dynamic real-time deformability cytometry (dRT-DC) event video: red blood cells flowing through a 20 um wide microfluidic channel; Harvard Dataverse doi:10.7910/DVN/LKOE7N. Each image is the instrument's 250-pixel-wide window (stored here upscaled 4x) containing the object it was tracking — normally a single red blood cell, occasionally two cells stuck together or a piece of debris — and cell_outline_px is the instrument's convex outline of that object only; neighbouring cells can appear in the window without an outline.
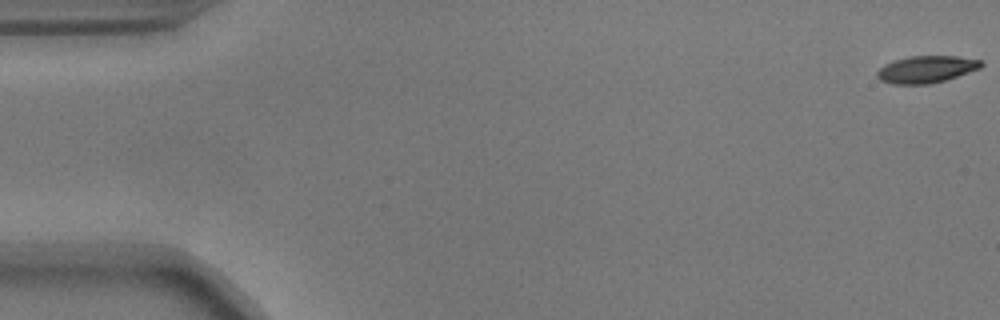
{"species": "common noctule bat (a hibernating species)", "species_latin": "Nyctalus noctula", "temperature_condition": "warm", "stored_images_in_passage": 56, "camera_frame_rate_fps": 3000, "um_per_image_px": 0.085, "animal": {"sex": "male", "body_mass_g": 17.9}, "frame": {"image": 1, "passage_image": 1, "time_ms": 0.0, "image_size_px": [1000, 320], "cell_outline_px": [[984, 64], [980, 68], [944, 80], [928, 84], [892, 84], [880, 80], [876, 76], [876, 72], [884, 64], [892, 60], [908, 56], [956, 56], [980, 60]], "centroid_in_image_um": [78.68, 5.88], "position_along_channel_um": 6.3, "area_um2": 16.36}}
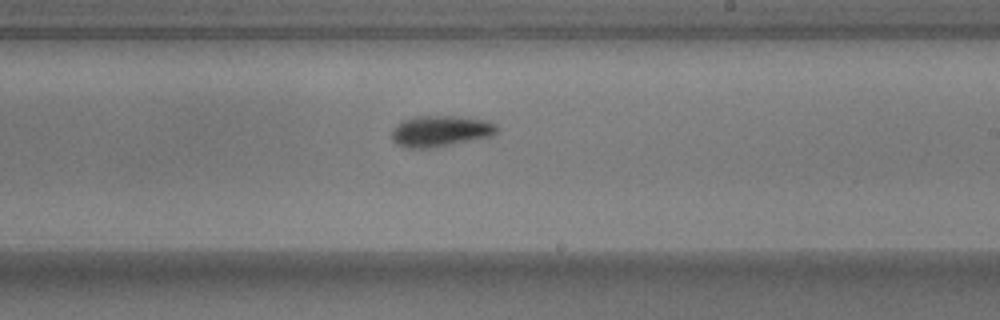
{"frame": {"image": 2, "passage_image": 33, "time_ms": 10.667, "image_size_px": [1000, 320], "cell_outline_px": [[496, 132], [492, 136], [428, 148], [408, 148], [396, 144], [392, 140], [392, 128], [404, 120], [416, 116], [456, 116], [484, 120], [496, 124]], "centroid_in_image_um": [37.4, 11.14], "position_along_channel_um": 251.6, "area_um2": 18.73}}
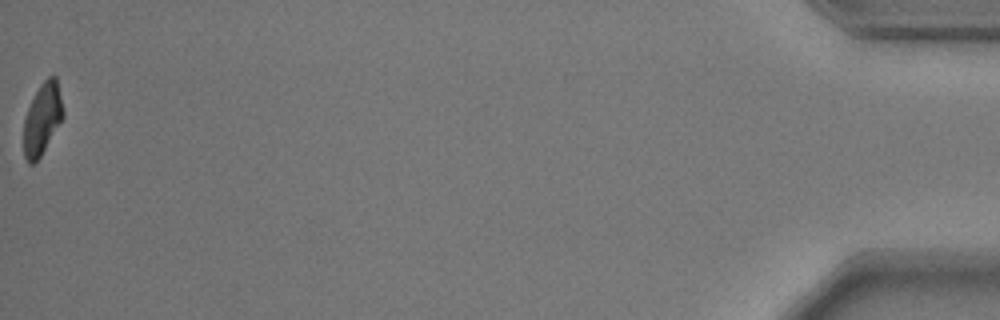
{"frame": {"image": 3, "passage_image": 56, "time_ms": 18.333, "image_size_px": [1000, 320], "cell_outline_px": [[64, 116], [40, 156], [32, 164], [28, 164], [24, 156], [24, 120], [28, 108], [40, 84], [48, 76], [56, 76], [64, 112]], "centroid_in_image_um": [3.6, 10.09], "position_along_channel_um": 431.6, "area_um2": 16.13}, "authors_computed_cell_mechanics": {"area_um2": 18.0047, "velocity_mm_per_s": 3.6535, "shape_relaxation_time_tau1_ms": 4.0059, "shape_relaxation_time_tau2_ms": 5.1097, "deformation_change_tau1": 0.1567, "deformation_change_tau2": 0.1154}}